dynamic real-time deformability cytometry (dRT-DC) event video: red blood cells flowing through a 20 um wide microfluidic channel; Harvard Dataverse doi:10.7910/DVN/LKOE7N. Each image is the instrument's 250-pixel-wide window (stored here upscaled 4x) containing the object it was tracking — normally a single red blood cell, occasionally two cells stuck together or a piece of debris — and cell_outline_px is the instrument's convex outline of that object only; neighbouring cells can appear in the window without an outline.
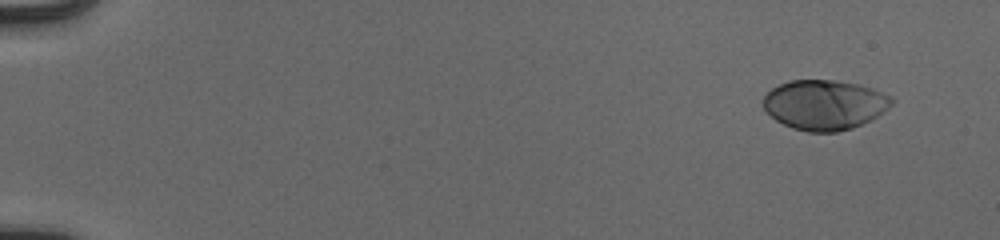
{"species": "human", "species_latin": "Homo sapiens", "temperature_condition": "cold", "stored_images_in_passage": 10, "camera_frame_rate_fps": 3000, "um_per_image_px": 0.085, "donor": {"sex": "male"}, "frame": {"image": 1, "passage_image": 1, "time_ms": 0.0, "image_size_px": [1000, 240], "cell_outline_px": [[896, 100], [892, 104], [872, 120], [852, 128], [836, 132], [808, 132], [792, 128], [776, 120], [764, 108], [764, 96], [772, 88], [788, 80], [836, 80], [860, 84], [872, 88], [892, 96]], "centroid_in_image_um": [70.12, 8.9], "position_along_channel_um": 14.9, "area_um2": 37.45}}